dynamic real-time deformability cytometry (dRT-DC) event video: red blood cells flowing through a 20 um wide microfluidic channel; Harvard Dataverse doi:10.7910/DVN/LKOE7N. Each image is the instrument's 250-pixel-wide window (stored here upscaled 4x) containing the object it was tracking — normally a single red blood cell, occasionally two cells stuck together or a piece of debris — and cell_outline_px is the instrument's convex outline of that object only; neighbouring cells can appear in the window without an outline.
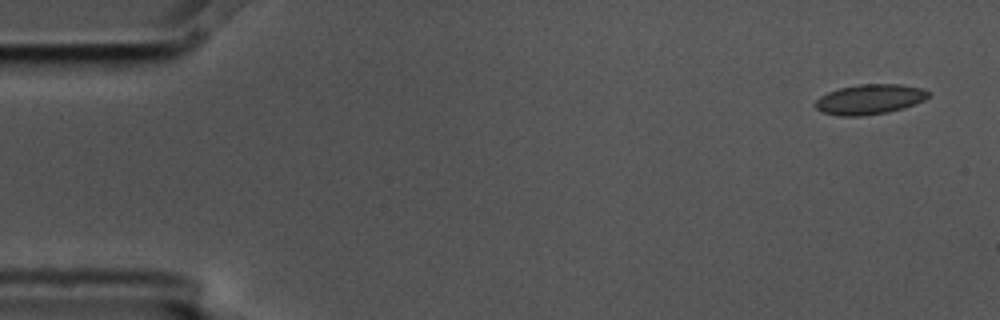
{"species": "common noctule bat (a hibernating species)", "species_latin": "Nyctalus noctula", "temperature_condition": "cold", "stored_images_in_passage": 5, "segment_of_instrument_passage": [1, 2], "camera_frame_rate_fps": 3000, "um_per_image_px": 0.085, "animal": {"sex": "male", "body_mass_g": 17.5, "forearm_length_mm": 52.3}, "frame": {"image": 1, "passage_image": 1, "time_ms": 0.0, "image_size_px": [1000, 320], "cell_outline_px": [[928, 96], [924, 100], [904, 108], [888, 112], [860, 116], [840, 116], [820, 112], [812, 104], [820, 96], [828, 92], [840, 88], [860, 84], [900, 84], [924, 88], [928, 92]], "centroid_in_image_um": [73.89, 8.44], "position_along_channel_um": 11.1, "area_um2": 19.88}}